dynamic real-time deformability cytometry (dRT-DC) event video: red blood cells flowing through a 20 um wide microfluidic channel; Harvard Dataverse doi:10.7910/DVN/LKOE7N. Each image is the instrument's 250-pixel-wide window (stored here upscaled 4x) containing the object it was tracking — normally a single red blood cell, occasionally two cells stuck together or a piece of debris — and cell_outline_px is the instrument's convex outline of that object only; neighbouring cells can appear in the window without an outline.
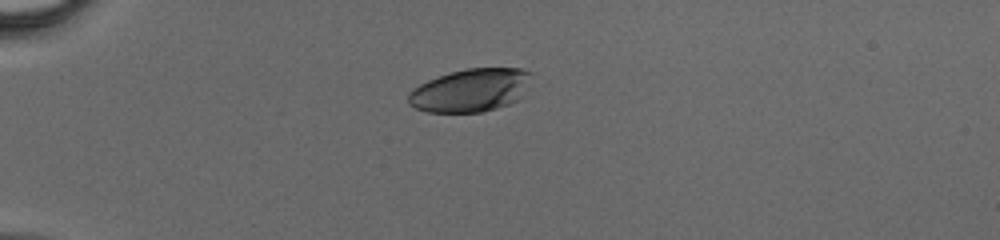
{"species": "human", "species_latin": "Homo sapiens", "temperature_condition": "cold", "stored_images_in_passage": 34, "camera_frame_rate_fps": 3000, "um_per_image_px": 0.085, "donor": {"sex": "male"}, "frame": {"image": 1, "passage_image": 1, "time_ms": 0.0, "image_size_px": [1000, 240], "cell_outline_px": [[532, 72], [520, 100], [496, 108], [480, 112], [428, 112], [416, 108], [408, 104], [408, 92], [420, 84], [428, 80], [452, 72], [468, 68], [524, 68]], "centroid_in_image_um": [39.99, 7.67], "position_along_channel_um": 45.0, "area_um2": 30.75}}
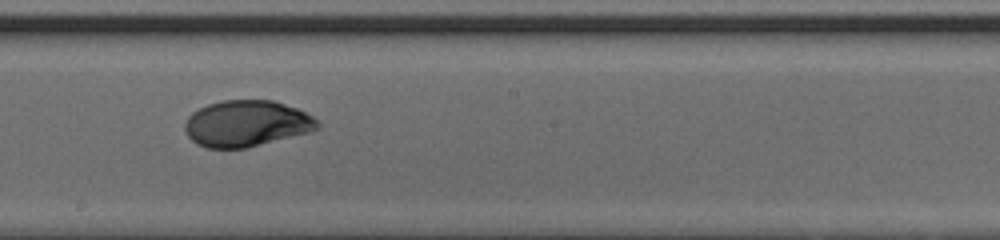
{"frame": {"image": 2, "passage_image": 16, "time_ms": 5.0, "image_size_px": [1000, 240], "cell_outline_px": [[320, 128], [308, 132], [248, 148], [208, 148], [196, 144], [188, 136], [184, 128], [184, 124], [188, 116], [192, 112], [208, 104], [224, 100], [272, 100], [296, 108], [312, 116], [320, 124]], "centroid_in_image_um": [20.93, 10.51], "position_along_channel_um": 227.3, "area_um2": 35.66}}
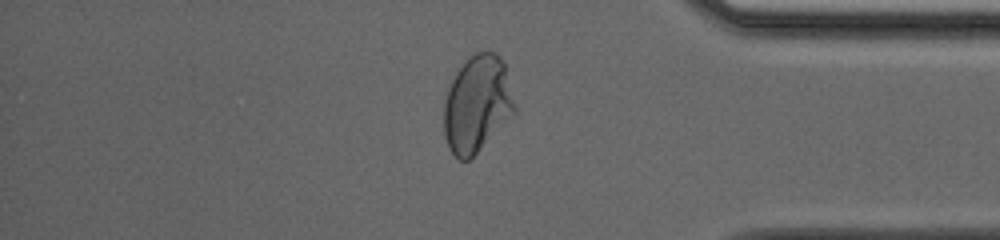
{"frame": {"image": 3, "passage_image": 28, "time_ms": 9.0, "image_size_px": [1000, 240], "cell_outline_px": [[516, 112], [468, 160], [460, 160], [448, 148], [444, 136], [444, 96], [456, 72], [476, 52], [496, 52], [504, 64], [516, 108]], "centroid_in_image_um": [40.53, 8.85], "position_along_channel_um": 394.7, "area_um2": 39.3}}